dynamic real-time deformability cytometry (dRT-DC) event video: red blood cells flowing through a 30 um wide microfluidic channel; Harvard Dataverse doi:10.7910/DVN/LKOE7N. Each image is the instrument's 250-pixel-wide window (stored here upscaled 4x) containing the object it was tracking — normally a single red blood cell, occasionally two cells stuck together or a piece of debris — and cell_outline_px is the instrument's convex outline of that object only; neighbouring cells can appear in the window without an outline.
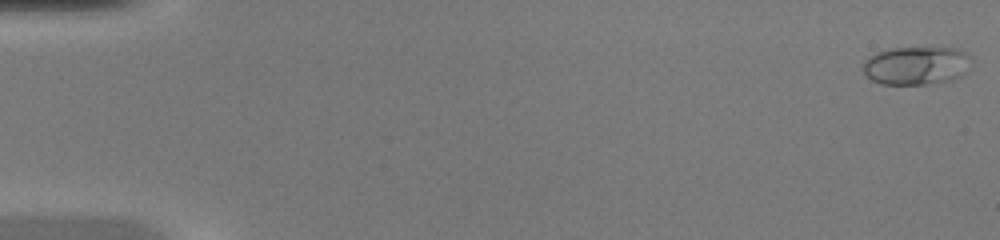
{"species": "common noctule bat (a hibernating species)", "species_latin": "Nyctalus noctula", "temperature_condition": "warm", "stored_images_in_passage": 48, "camera_frame_rate_fps": 3000, "um_per_image_px": 0.085, "animal": {"sex": "female", "body_mass_g": 20.0, "forearm_length_mm": 54.0}, "frame": {"image": 1, "passage_image": 1, "time_ms": 0.0, "image_size_px": [1000, 240], "cell_outline_px": [[972, 60], [964, 72], [960, 76], [952, 80], [924, 84], [880, 84], [864, 76], [860, 68], [864, 60], [876, 52], [892, 48], [956, 48], [972, 56]], "centroid_in_image_um": [77.82, 5.57], "position_along_channel_um": 7.2, "area_um2": 24.39}}
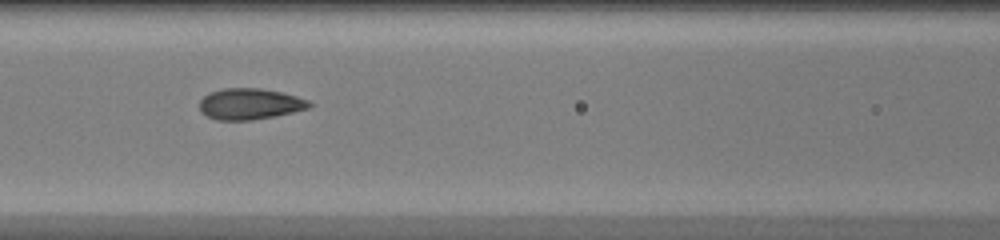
{"frame": {"image": 2, "passage_image": 22, "time_ms": 7.0, "image_size_px": [1000, 240], "cell_outline_px": [[312, 104], [308, 108], [276, 116], [252, 120], [216, 120], [200, 112], [200, 100], [204, 96], [212, 92], [224, 88], [260, 88], [280, 92], [296, 96], [308, 100]], "centroid_in_image_um": [21.22, 8.84], "position_along_channel_um": 145.4, "area_um2": 19.77}}
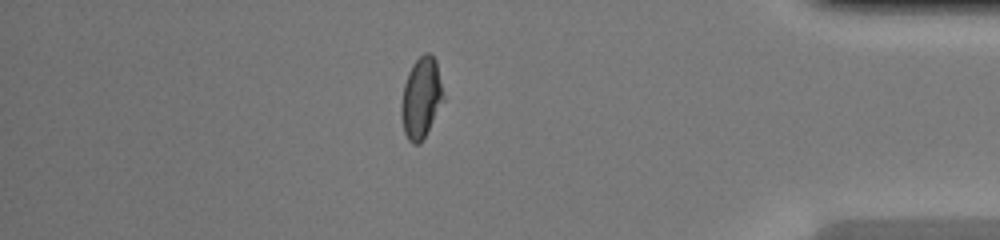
{"frame": {"image": 3, "passage_image": 42, "time_ms": 13.667, "image_size_px": [1000, 240], "cell_outline_px": [[444, 100], [420, 144], [412, 144], [408, 140], [404, 132], [400, 116], [400, 104], [404, 84], [408, 72], [412, 64], [424, 52], [428, 52], [436, 60], [444, 96]], "centroid_in_image_um": [35.77, 8.32], "position_along_channel_um": 399.4, "area_um2": 19.88}}